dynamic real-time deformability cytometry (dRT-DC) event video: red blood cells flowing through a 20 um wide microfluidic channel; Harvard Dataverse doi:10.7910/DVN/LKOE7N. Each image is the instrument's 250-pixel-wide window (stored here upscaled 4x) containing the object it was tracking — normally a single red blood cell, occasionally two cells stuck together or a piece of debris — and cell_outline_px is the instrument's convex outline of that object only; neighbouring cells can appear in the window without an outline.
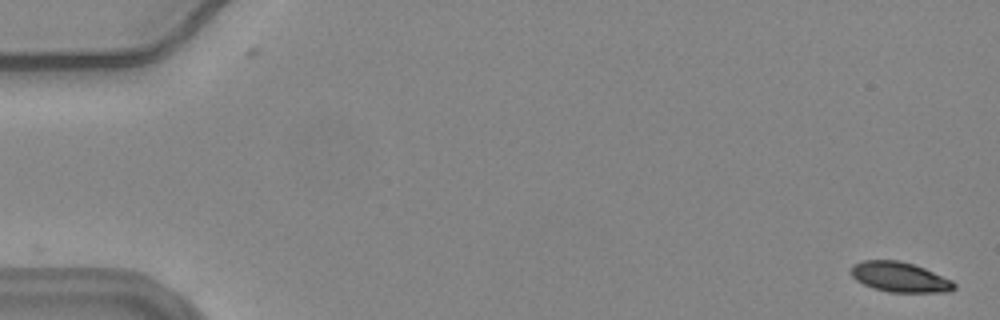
{"species": "common noctule bat (a hibernating species)", "species_latin": "Nyctalus noctula", "temperature_condition": "warm", "stored_images_in_passage": 6, "camera_frame_rate_fps": 3000, "um_per_image_px": 0.085, "animal": {"sex": "female", "body_mass_g": 24.6, "forearm_length_mm": 56.2}, "frame": {"image": 1, "passage_image": 1, "time_ms": 0.0, "image_size_px": [1000, 320], "cell_outline_px": [[956, 288], [948, 292], [888, 292], [872, 288], [856, 280], [852, 276], [852, 264], [864, 260], [900, 260], [924, 268], [952, 280], [956, 284]], "centroid_in_image_um": [76.49, 23.55], "position_along_channel_um": 8.5, "area_um2": 18.03}}